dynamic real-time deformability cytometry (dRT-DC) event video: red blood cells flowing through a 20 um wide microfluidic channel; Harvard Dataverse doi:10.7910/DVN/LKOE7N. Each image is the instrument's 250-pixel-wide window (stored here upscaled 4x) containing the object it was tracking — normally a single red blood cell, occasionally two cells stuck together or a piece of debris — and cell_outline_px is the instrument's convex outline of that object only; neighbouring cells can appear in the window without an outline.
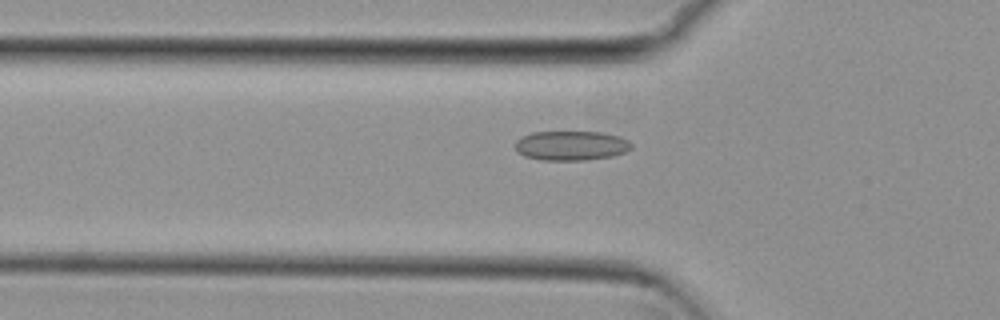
{"species": "common noctule bat (a hibernating species)", "species_latin": "Nyctalus noctula", "temperature_condition": "cold", "stored_images_in_passage": 54, "camera_frame_rate_fps": 3000, "um_per_image_px": 0.085, "animal": {"sex": "female", "body_mass_g": 29.2, "forearm_length_mm": 56.3}, "frame": {"image": 1, "passage_image": 18, "time_ms": 5.667, "image_size_px": [1000, 320], "cell_outline_px": [[632, 148], [624, 152], [612, 156], [584, 160], [540, 160], [524, 156], [516, 152], [516, 140], [532, 132], [600, 132], [620, 136], [628, 140], [632, 144]], "centroid_in_image_um": [48.54, 12.38], "position_along_channel_um": 77.3, "area_um2": 20.0}}
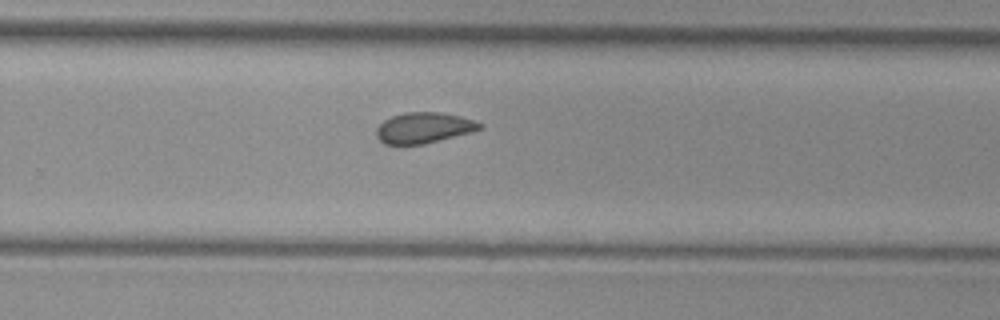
{"frame": {"image": 2, "passage_image": 35, "time_ms": 11.333, "image_size_px": [1000, 320], "cell_outline_px": [[484, 124], [480, 128], [472, 132], [424, 144], [384, 144], [376, 136], [376, 128], [384, 120], [392, 116], [404, 112], [436, 112], [460, 116]], "centroid_in_image_um": [36.0, 10.86], "position_along_channel_um": 293.8, "area_um2": 18.38}}
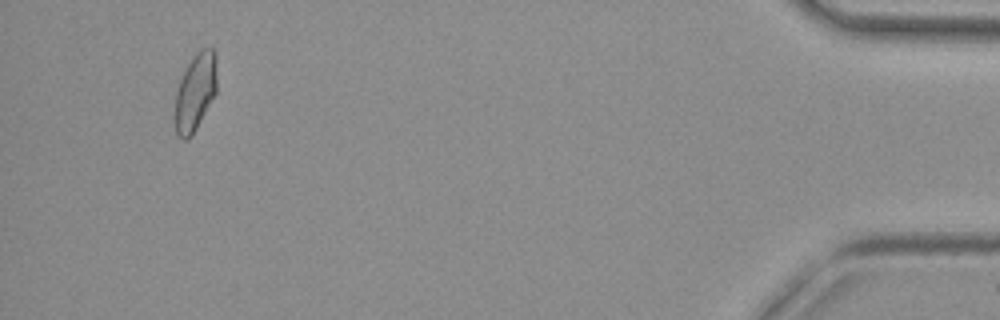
{"frame": {"image": 3, "passage_image": 51, "time_ms": 16.667, "image_size_px": [1000, 320], "cell_outline_px": [[216, 92], [196, 128], [188, 140], [184, 140], [176, 132], [176, 92], [180, 80], [188, 64], [196, 52], [200, 48], [212, 48], [216, 56]], "centroid_in_image_um": [16.62, 7.79], "position_along_channel_um": 418.6, "area_um2": 18.44}, "authors_computed_cell_mechanics": {"area_um2": 19.1607, "velocity_mm_per_s": 3.8132, "shape_relaxation_time_tau1_ms": null, "shape_relaxation_time_tau2_ms": 2.0771, "deformation_change_tau1": null, "deformation_change_tau2": 0.0627}}